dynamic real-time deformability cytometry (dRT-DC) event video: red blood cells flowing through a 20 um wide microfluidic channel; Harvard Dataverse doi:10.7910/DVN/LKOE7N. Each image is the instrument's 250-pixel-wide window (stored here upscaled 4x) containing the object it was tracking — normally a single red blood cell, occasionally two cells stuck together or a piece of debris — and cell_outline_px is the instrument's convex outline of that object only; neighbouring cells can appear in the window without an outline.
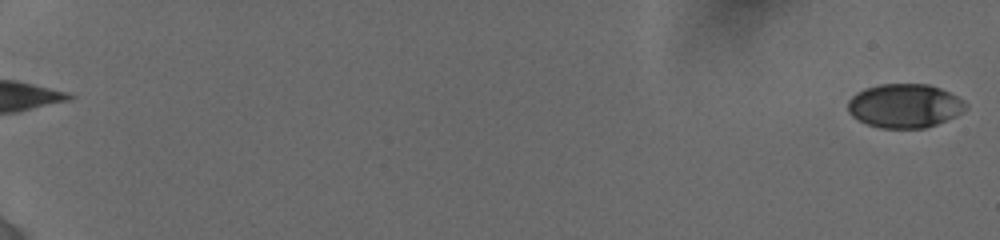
{"species": "human", "species_latin": "Homo sapiens", "temperature_condition": "cold", "stored_images_in_passage": 19, "camera_frame_rate_fps": 3000, "um_per_image_px": 0.085, "donor": {"sex": "female"}, "frame": {"image": 1, "passage_image": 1, "time_ms": 0.0, "image_size_px": [1000, 240], "cell_outline_px": [[968, 108], [964, 112], [956, 116], [936, 124], [924, 128], [880, 128], [868, 124], [852, 116], [848, 112], [848, 100], [856, 92], [864, 88], [880, 84], [928, 84], [940, 88], [964, 100], [968, 104]], "centroid_in_image_um": [76.91, 8.99], "position_along_channel_um": 8.1, "area_um2": 30.29}}
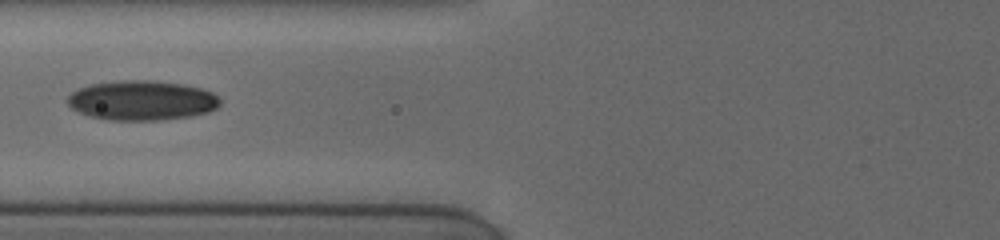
{"frame": {"image": 2, "passage_image": 16, "time_ms": 8.667, "image_size_px": [1000, 240], "cell_outline_px": [[220, 104], [216, 108], [208, 112], [192, 116], [160, 120], [108, 120], [88, 116], [72, 108], [68, 104], [68, 96], [72, 92], [80, 88], [92, 84], [120, 80], [152, 80], [184, 84], [200, 88], [212, 92], [220, 100]], "centroid_in_image_um": [12.06, 8.54], "position_along_channel_um": 113.7, "area_um2": 35.32}}
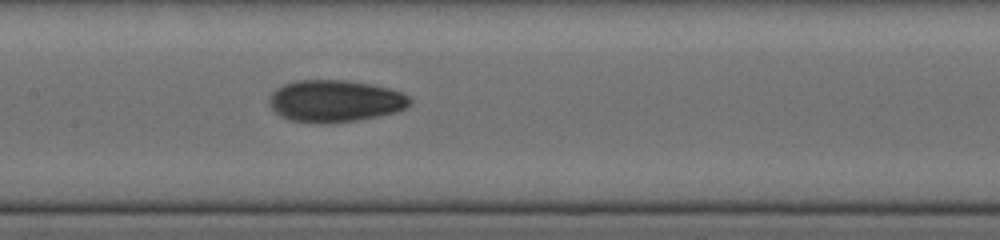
{"frame": {"image": 3, "passage_image": 19, "time_ms": 10.333, "image_size_px": [1000, 240], "cell_outline_px": [[412, 104], [396, 112], [356, 120], [320, 124], [288, 120], [280, 116], [268, 104], [268, 96], [276, 88], [284, 84], [296, 80], [344, 80], [372, 84], [388, 88], [400, 92], [408, 96], [412, 100]], "centroid_in_image_um": [28.44, 8.58], "position_along_channel_um": 179.0, "area_um2": 34.56}}